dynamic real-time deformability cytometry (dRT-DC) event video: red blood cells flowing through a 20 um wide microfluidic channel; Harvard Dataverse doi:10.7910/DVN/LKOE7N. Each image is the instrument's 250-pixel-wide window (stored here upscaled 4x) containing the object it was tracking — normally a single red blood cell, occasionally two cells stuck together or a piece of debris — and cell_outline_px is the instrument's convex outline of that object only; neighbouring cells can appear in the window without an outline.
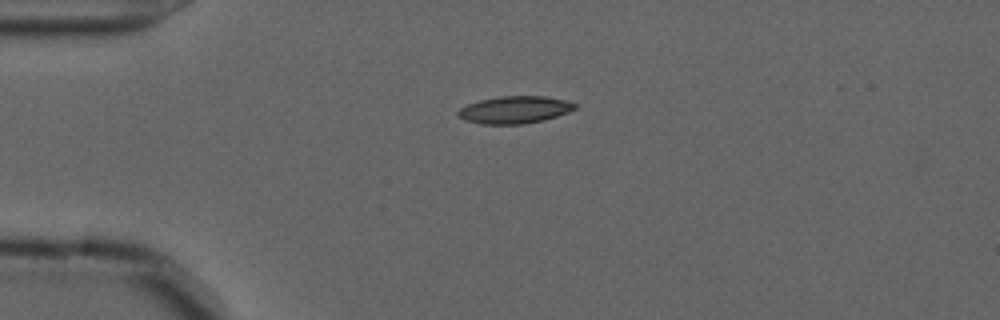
{"species": "common noctule bat (a hibernating species)", "species_latin": "Nyctalus noctula", "temperature_condition": "cold", "stored_images_in_passage": 43, "camera_frame_rate_fps": 3000, "um_per_image_px": 0.085, "animal": {"sex": "male", "forearm_length_mm": 52.5}, "frame": {"image": 1, "passage_image": 1, "time_ms": 0.0, "image_size_px": [1000, 320], "cell_outline_px": [[576, 108], [568, 112], [544, 120], [524, 124], [480, 124], [464, 120], [456, 112], [460, 108], [468, 104], [480, 100], [500, 96], [544, 96], [564, 100], [576, 104]], "centroid_in_image_um": [43.73, 9.33], "position_along_channel_um": 41.3, "area_um2": 18.5}}
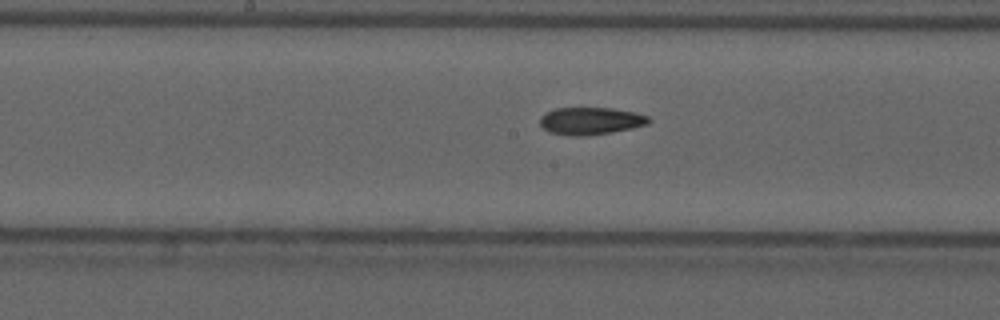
{"frame": {"image": 2, "passage_image": 16, "time_ms": 5.0, "image_size_px": [1000, 320], "cell_outline_px": [[652, 120], [648, 124], [632, 128], [612, 132], [588, 136], [568, 136], [548, 132], [540, 124], [540, 116], [556, 108], [612, 108], [636, 112], [648, 116]], "centroid_in_image_um": [50.22, 10.29], "position_along_channel_um": 198.0, "area_um2": 17.51}}
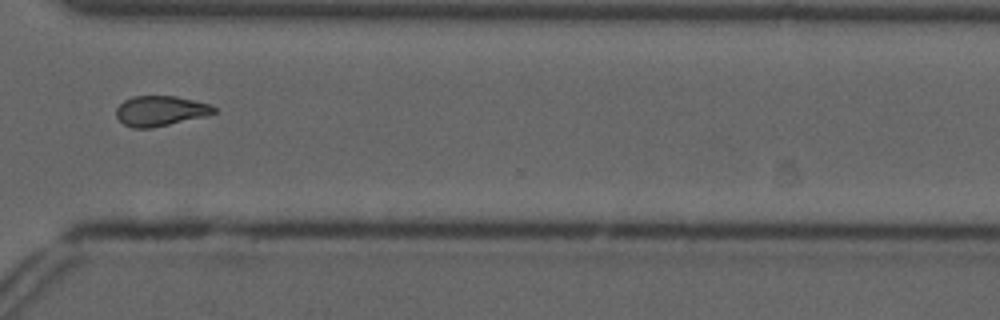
{"frame": {"image": 3, "passage_image": 29, "time_ms": 9.333, "image_size_px": [1000, 320], "cell_outline_px": [[216, 112], [204, 116], [168, 124], [148, 128], [132, 128], [124, 124], [116, 116], [116, 108], [124, 100], [132, 96], [176, 96], [212, 104], [216, 108]], "centroid_in_image_um": [13.62, 9.41], "position_along_channel_um": 357.0, "area_um2": 17.05}, "authors_computed_cell_mechanics": {"area_um2": 17.3978, "velocity_mm_per_s": 3.6697, "shape_relaxation_time_tau1_ms": 10.0746, "shape_relaxation_time_tau2_ms": 2.2474, "deformation_change_tau1": 0.2152, "deformation_change_tau2": 0.0802}}